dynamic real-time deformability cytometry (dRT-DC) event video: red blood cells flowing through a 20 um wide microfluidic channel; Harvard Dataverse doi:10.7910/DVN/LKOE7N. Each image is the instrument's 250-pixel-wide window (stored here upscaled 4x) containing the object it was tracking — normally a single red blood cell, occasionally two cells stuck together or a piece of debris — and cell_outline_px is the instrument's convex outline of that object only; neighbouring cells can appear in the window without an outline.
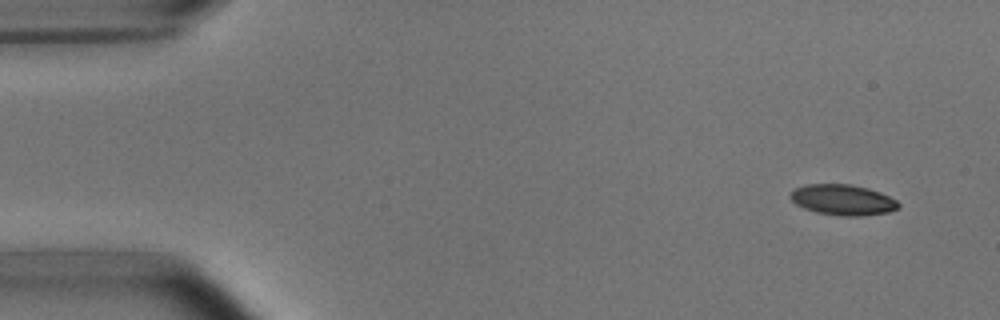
{"species": "common noctule bat (a hibernating species)", "species_latin": "Nyctalus noctula", "temperature_condition": "room temperature", "stored_images_in_passage": 6, "camera_frame_rate_fps": 3000, "um_per_image_px": 0.085, "animal": {"sex": "male", "body_mass_g": 15.6}, "frame": {"image": 1, "passage_image": 1, "time_ms": 0.0, "image_size_px": [1000, 320], "cell_outline_px": [[900, 208], [888, 212], [860, 216], [840, 216], [816, 212], [804, 208], [796, 204], [788, 196], [796, 188], [804, 184], [848, 184], [868, 188], [880, 192], [896, 200], [900, 204]], "centroid_in_image_um": [71.64, 16.99], "position_along_channel_um": 13.4, "area_um2": 19.31}}
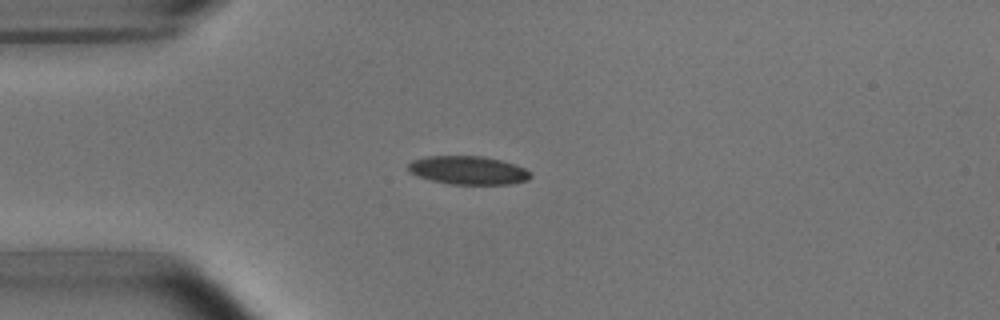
{"frame": {"image": 2, "passage_image": 4, "time_ms": 3.333, "image_size_px": [1000, 320], "cell_outline_px": [[532, 176], [528, 180], [512, 184], [452, 184], [432, 180], [408, 172], [408, 164], [412, 160], [428, 156], [484, 156], [516, 164], [532, 172]], "centroid_in_image_um": [39.83, 14.47], "position_along_channel_um": 45.2, "area_um2": 20.29}}
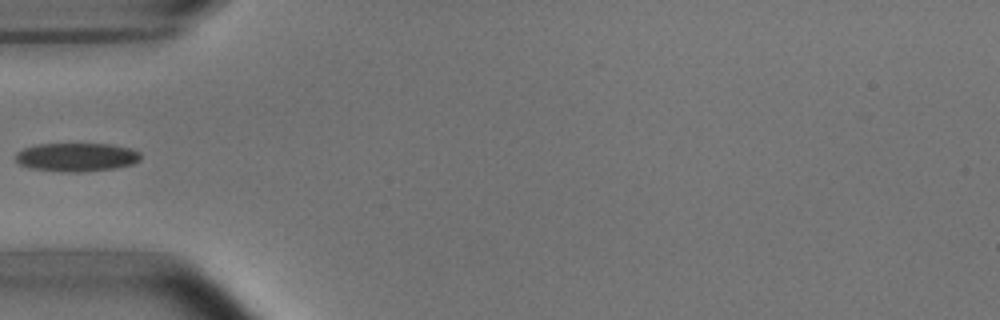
{"frame": {"image": 3, "passage_image": 5, "time_ms": 4.667, "image_size_px": [1000, 320], "cell_outline_px": [[140, 160], [132, 164], [116, 168], [80, 172], [60, 172], [32, 168], [20, 164], [16, 160], [16, 152], [24, 148], [36, 144], [112, 144], [132, 148], [140, 152]], "centroid_in_image_um": [6.53, 13.35], "position_along_channel_um": 78.5, "area_um2": 20.92}}